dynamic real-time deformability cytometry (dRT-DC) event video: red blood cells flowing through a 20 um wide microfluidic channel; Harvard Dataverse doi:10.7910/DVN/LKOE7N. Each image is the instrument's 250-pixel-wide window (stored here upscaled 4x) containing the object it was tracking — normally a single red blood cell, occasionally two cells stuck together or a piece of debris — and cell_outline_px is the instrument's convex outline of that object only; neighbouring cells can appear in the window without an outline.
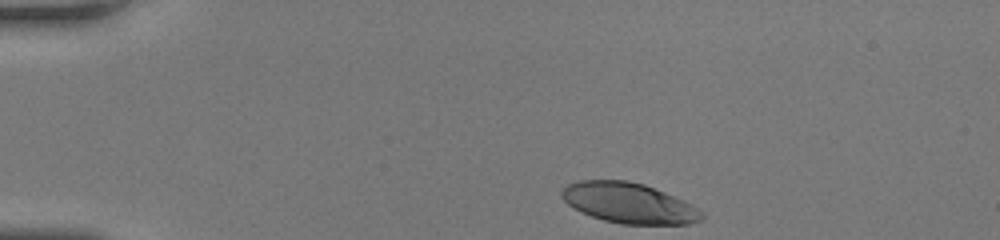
{"species": "human", "species_latin": "Homo sapiens", "temperature_condition": "room temperature", "stored_images_in_passage": 8, "camera_frame_rate_fps": 3000, "um_per_image_px": 0.085, "donor": {"sex": "female"}, "frame": {"image": 1, "passage_image": 1, "time_ms": 0.0, "image_size_px": [1000, 240], "cell_outline_px": [[704, 216], [700, 220], [688, 224], [624, 224], [604, 220], [592, 216], [572, 208], [560, 196], [560, 192], [568, 184], [580, 180], [628, 180], [644, 184], [684, 200], [692, 204], [704, 212]], "centroid_in_image_um": [53.46, 17.25], "position_along_channel_um": 31.5, "area_um2": 32.95}}